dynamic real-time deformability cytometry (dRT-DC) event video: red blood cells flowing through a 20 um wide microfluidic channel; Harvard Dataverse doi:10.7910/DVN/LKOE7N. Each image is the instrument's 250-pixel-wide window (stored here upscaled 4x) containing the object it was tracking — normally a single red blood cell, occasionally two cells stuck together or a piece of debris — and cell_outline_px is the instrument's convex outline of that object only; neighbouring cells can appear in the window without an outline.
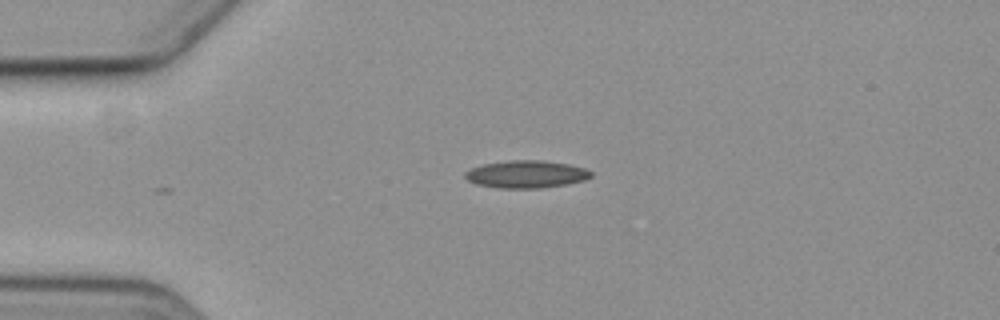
{"species": "common noctule bat (a hibernating species)", "species_latin": "Nyctalus noctula", "temperature_condition": "cold", "stored_images_in_passage": 3, "camera_frame_rate_fps": 3000, "um_per_image_px": 0.085, "animal": {"sex": "female", "body_mass_g": 19.3, "forearm_length_mm": 54.1}, "frame": {"image": 1, "passage_image": 1, "time_ms": 0.0, "image_size_px": [1000, 320], "cell_outline_px": [[592, 176], [584, 180], [564, 184], [536, 188], [500, 188], [476, 184], [468, 180], [464, 176], [464, 172], [468, 168], [484, 164], [508, 160], [544, 160], [568, 164], [584, 168], [592, 172]], "centroid_in_image_um": [44.68, 14.79], "position_along_channel_um": 40.3, "area_um2": 20.11}}